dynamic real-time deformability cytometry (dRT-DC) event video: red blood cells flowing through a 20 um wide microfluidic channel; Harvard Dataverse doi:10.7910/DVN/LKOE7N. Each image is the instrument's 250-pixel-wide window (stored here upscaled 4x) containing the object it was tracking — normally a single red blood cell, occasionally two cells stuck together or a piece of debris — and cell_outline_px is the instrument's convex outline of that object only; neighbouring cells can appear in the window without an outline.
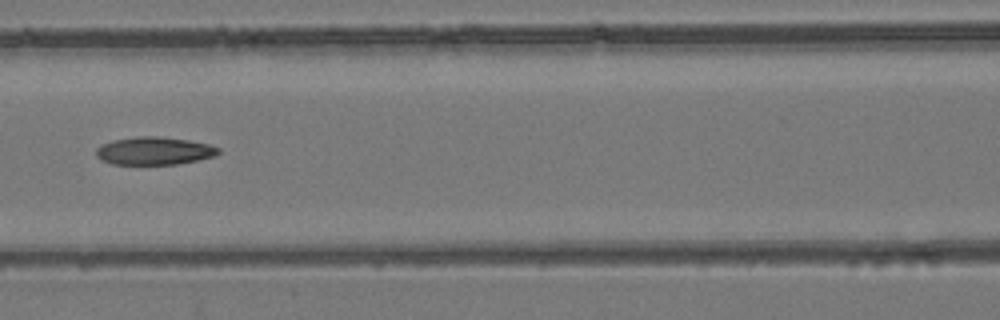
{"species": "common noctule bat (a hibernating species)", "species_latin": "Nyctalus noctula", "temperature_condition": "room temperature", "stored_images_in_passage": 7, "camera_frame_rate_fps": 3000, "um_per_image_px": 0.085, "animal": {"sex": "female", "body_mass_g": 24.6, "forearm_length_mm": 56.2}, "frame": {"image": 1, "passage_image": 6, "time_ms": 1.667, "image_size_px": [1000, 320], "cell_outline_px": [[220, 152], [216, 156], [176, 164], [112, 164], [100, 160], [96, 156], [96, 148], [100, 144], [112, 140], [136, 136], [160, 136], [188, 140], [208, 144], [220, 148]], "centroid_in_image_um": [13.07, 12.81], "position_along_channel_um": 153.5, "area_um2": 20.0}}
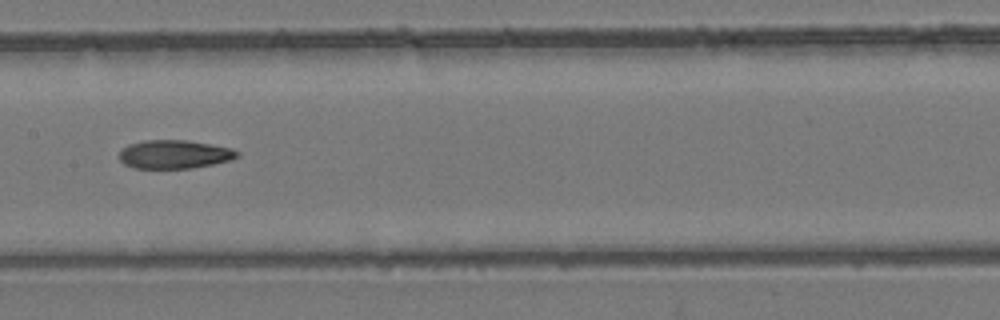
{"frame": {"image": 2, "passage_image": 7, "time_ms": 2.0, "image_size_px": [1000, 320], "cell_outline_px": [[240, 156], [232, 160], [192, 168], [132, 168], [124, 164], [120, 160], [120, 152], [128, 144], [144, 140], [184, 140], [232, 148], [240, 152]], "centroid_in_image_um": [14.84, 13.12], "position_along_channel_um": 192.6, "area_um2": 19.59}}